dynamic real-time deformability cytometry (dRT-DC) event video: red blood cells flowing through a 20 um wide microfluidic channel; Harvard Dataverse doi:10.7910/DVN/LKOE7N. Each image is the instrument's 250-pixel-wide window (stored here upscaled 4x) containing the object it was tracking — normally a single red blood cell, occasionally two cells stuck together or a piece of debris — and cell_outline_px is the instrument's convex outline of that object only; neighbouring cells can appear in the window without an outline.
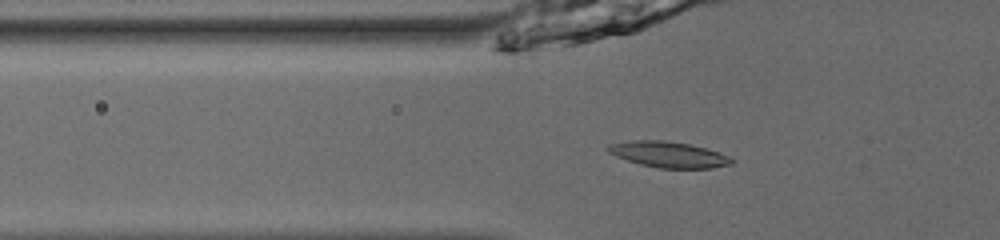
{"species": "common noctule bat (a hibernating species)", "species_latin": "Nyctalus noctula", "temperature_condition": "room temperature", "stored_images_in_passage": 30, "camera_frame_rate_fps": 3000, "um_per_image_px": 0.085, "animal": {"sex": "male", "body_mass_g": 13.0, "forearm_length_mm": 53.1}, "frame": {"image": 1, "passage_image": 3, "time_ms": 0.667, "image_size_px": [1000, 240], "cell_outline_px": [[732, 164], [712, 168], [660, 168], [640, 164], [616, 156], [608, 152], [604, 148], [608, 144], [632, 140], [664, 140], [688, 144], [720, 152], [732, 156]], "centroid_in_image_um": [56.82, 13.13], "position_along_channel_um": 69.0, "area_um2": 18.67}}
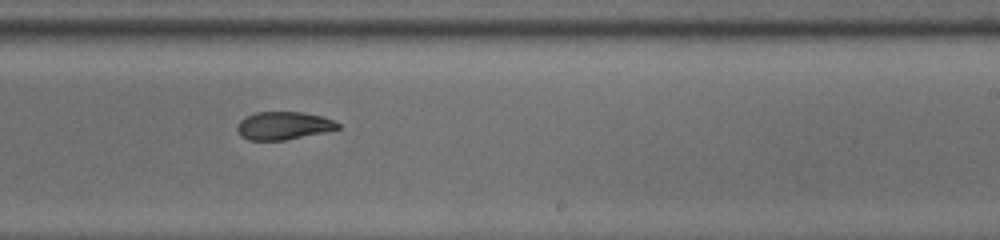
{"frame": {"image": 2, "passage_image": 18, "time_ms": 5.667, "image_size_px": [1000, 240], "cell_outline_px": [[340, 128], [324, 132], [284, 140], [248, 140], [240, 136], [236, 128], [240, 120], [244, 116], [256, 112], [304, 112], [324, 116], [340, 124]], "centroid_in_image_um": [24.07, 10.67], "position_along_channel_um": 264.9, "area_um2": 16.47}}
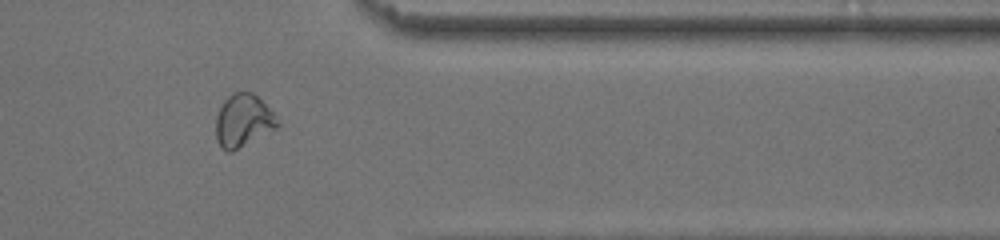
{"frame": {"image": 3, "passage_image": 28, "time_ms": 9.0, "image_size_px": [1000, 240], "cell_outline_px": [[280, 124], [276, 128], [232, 152], [228, 152], [220, 148], [216, 140], [216, 116], [224, 100], [228, 96], [236, 92], [252, 92], [276, 116]], "centroid_in_image_um": [20.64, 10.28], "position_along_channel_um": 390.8, "area_um2": 18.73}, "authors_computed_cell_mechanics": {"area_um2": 17.3689, "velocity_mm_per_s": 3.9529, "shape_relaxation_time_tau1_ms": 4.7174, "shape_relaxation_time_tau2_ms": 3.3928, "deformation_change_tau1": 0.1419, "deformation_change_tau2": 0.0952}}